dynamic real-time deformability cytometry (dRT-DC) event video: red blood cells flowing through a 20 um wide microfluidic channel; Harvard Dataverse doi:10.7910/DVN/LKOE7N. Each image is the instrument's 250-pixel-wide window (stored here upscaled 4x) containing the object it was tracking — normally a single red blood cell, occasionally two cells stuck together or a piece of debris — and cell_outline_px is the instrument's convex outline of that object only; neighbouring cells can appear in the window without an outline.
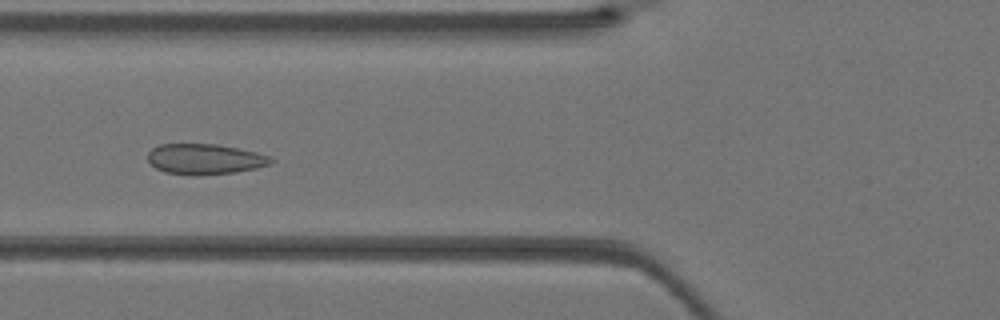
{"species": "Egyptian fruit bat (a non-hibernating species)", "species_latin": "Rousettus aegyptiacus", "temperature_condition": "warm", "stored_images_in_passage": 37, "camera_frame_rate_fps": 3000, "um_per_image_px": 0.085, "animal": {"sex": "female"}, "frame": {"image": 1, "passage_image": 13, "time_ms": 4.0, "image_size_px": [1000, 320], "cell_outline_px": [[276, 160], [268, 164], [256, 168], [236, 172], [200, 176], [196, 176], [164, 172], [156, 168], [148, 160], [148, 152], [152, 148], [160, 144], [216, 144], [256, 152], [268, 156]], "centroid_in_image_um": [17.39, 13.53], "position_along_channel_um": 108.4, "area_um2": 21.91}}
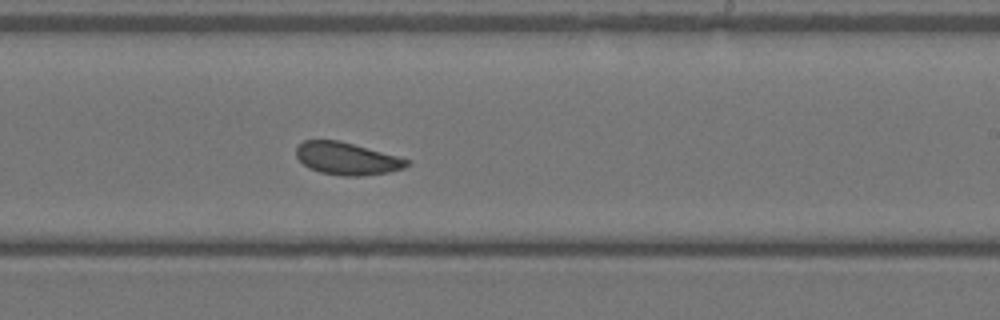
{"frame": {"image": 2, "passage_image": 22, "time_ms": 7.0, "image_size_px": [1000, 320], "cell_outline_px": [[412, 160], [404, 168], [388, 172], [360, 176], [344, 176], [320, 172], [308, 168], [296, 156], [296, 148], [304, 140], [340, 140]], "centroid_in_image_um": [29.49, 13.47], "position_along_channel_um": 259.5, "area_um2": 20.87}}
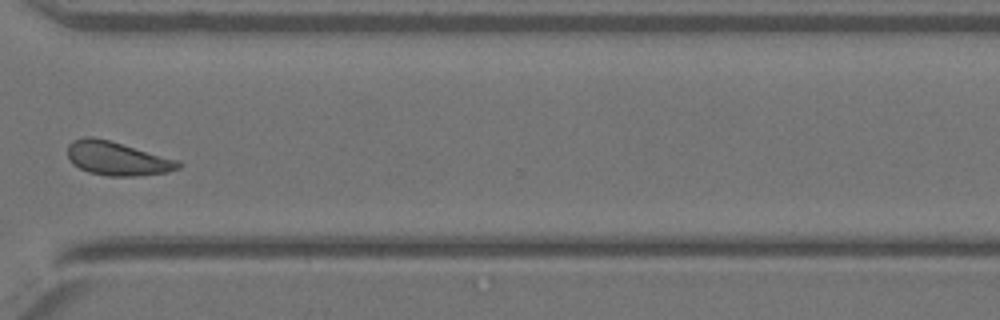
{"frame": {"image": 3, "passage_image": 28, "time_ms": 9.0, "image_size_px": [1000, 320], "cell_outline_px": [[184, 164], [180, 168], [168, 172], [136, 176], [108, 176], [88, 172], [72, 164], [68, 160], [68, 144], [72, 140], [84, 136], [92, 136], [108, 140], [180, 160]], "centroid_in_image_um": [9.97, 13.47], "position_along_channel_um": 360.6, "area_um2": 22.02}}